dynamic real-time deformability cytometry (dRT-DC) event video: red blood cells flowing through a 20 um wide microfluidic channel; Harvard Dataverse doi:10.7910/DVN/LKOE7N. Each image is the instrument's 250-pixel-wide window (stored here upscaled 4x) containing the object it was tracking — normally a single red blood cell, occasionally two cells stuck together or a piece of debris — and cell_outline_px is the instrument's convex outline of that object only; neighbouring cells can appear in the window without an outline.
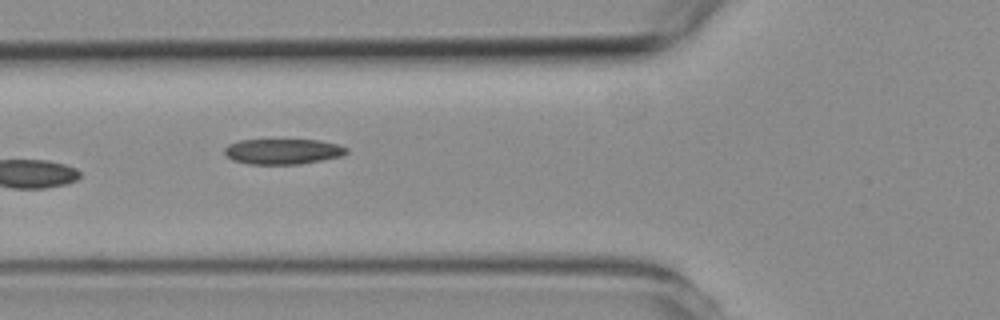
{"species": "common noctule bat (a hibernating species)", "species_latin": "Nyctalus noctula", "temperature_condition": "room temperature", "stored_images_in_passage": 8, "camera_frame_rate_fps": 3000, "um_per_image_px": 0.085, "animal": {"sex": "female", "body_mass_g": 19.3, "forearm_length_mm": 54.1}, "frame": {"image": 1, "passage_image": 4, "time_ms": 4.0, "image_size_px": [1000, 320], "cell_outline_px": [[348, 152], [340, 156], [300, 164], [248, 164], [232, 160], [224, 152], [224, 148], [228, 144], [240, 140], [316, 140], [336, 144], [348, 148]], "centroid_in_image_um": [24.0, 12.87], "position_along_channel_um": 101.8, "area_um2": 17.92}}
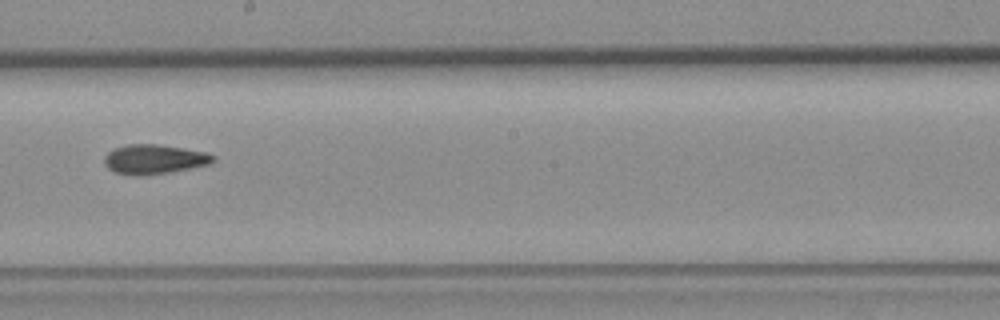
{"frame": {"image": 2, "passage_image": 7, "time_ms": 7.333, "image_size_px": [1000, 320], "cell_outline_px": [[216, 160], [208, 164], [192, 168], [168, 172], [116, 172], [108, 168], [104, 164], [104, 156], [108, 152], [116, 148], [128, 144], [156, 144], [204, 152], [216, 156]], "centroid_in_image_um": [13.14, 13.49], "position_along_channel_um": 235.1, "area_um2": 17.69}}
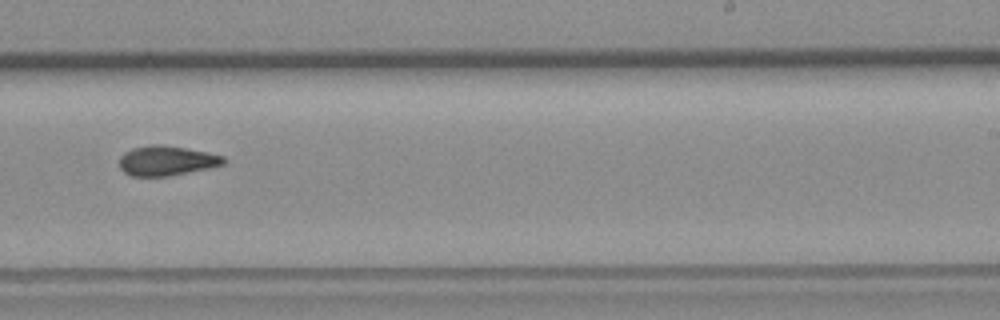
{"frame": {"image": 3, "passage_image": 8, "time_ms": 8.333, "image_size_px": [1000, 320], "cell_outline_px": [[224, 164], [208, 168], [168, 176], [132, 176], [124, 172], [120, 168], [120, 156], [124, 152], [132, 148], [152, 144], [160, 144], [184, 148], [224, 156]], "centroid_in_image_um": [14.11, 13.66], "position_along_channel_um": 274.9, "area_um2": 17.86}}